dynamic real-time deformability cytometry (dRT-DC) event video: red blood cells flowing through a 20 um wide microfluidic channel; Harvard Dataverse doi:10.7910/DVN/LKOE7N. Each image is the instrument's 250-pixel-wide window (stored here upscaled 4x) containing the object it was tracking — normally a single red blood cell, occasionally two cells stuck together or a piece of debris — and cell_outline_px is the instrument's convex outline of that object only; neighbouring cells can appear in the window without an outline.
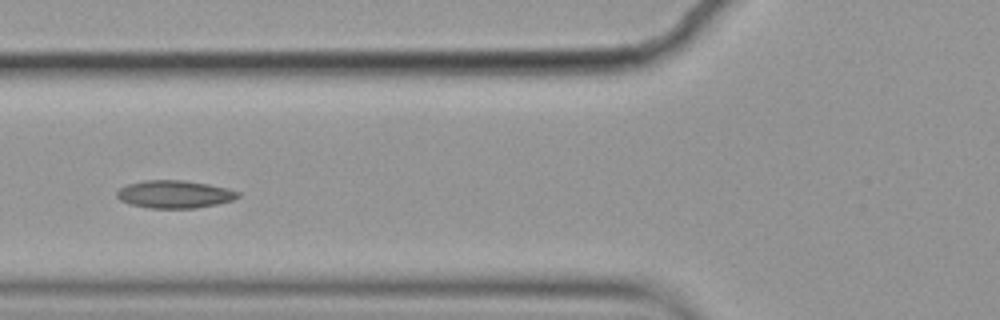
{"species": "common noctule bat (a hibernating species)", "species_latin": "Nyctalus noctula", "temperature_condition": "cold", "stored_images_in_passage": 9, "camera_frame_rate_fps": 3000, "um_per_image_px": 0.085, "animal": {"sex": "female", "body_mass_g": 19.9}, "frame": {"image": 1, "passage_image": 6, "time_ms": 1.667, "image_size_px": [1000, 320], "cell_outline_px": [[240, 196], [232, 200], [216, 204], [196, 208], [148, 208], [128, 204], [120, 200], [116, 196], [116, 192], [120, 188], [128, 184], [144, 180], [184, 180], [208, 184], [228, 188], [240, 192]], "centroid_in_image_um": [14.82, 16.51], "position_along_channel_um": 111.0, "area_um2": 19.65}}
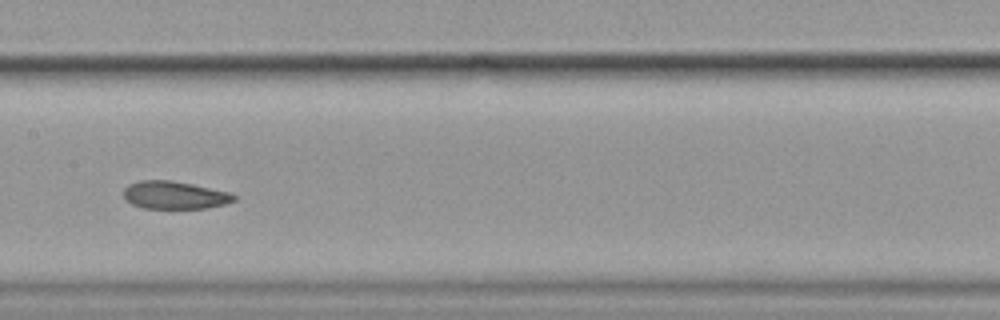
{"frame": {"image": 2, "passage_image": 8, "time_ms": 2.333, "image_size_px": [1000, 320], "cell_outline_px": [[236, 200], [224, 204], [204, 208], [144, 208], [132, 204], [124, 200], [124, 188], [128, 184], [140, 180], [172, 180], [192, 184], [228, 192], [236, 196]], "centroid_in_image_um": [14.79, 16.58], "position_along_channel_um": 192.6, "area_um2": 17.8}}
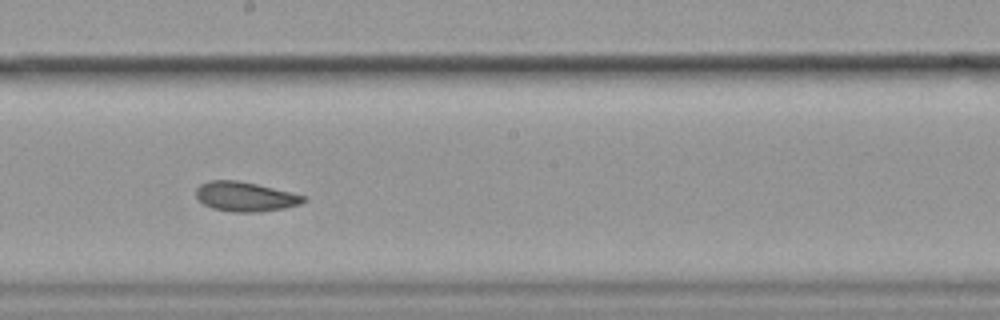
{"frame": {"image": 3, "passage_image": 9, "time_ms": 2.667, "image_size_px": [1000, 320], "cell_outline_px": [[308, 200], [300, 204], [284, 208], [256, 212], [232, 212], [212, 208], [204, 204], [196, 196], [196, 188], [200, 184], [208, 180], [240, 180], [292, 192], [308, 196]], "centroid_in_image_um": [20.87, 16.7], "position_along_channel_um": 227.3, "area_um2": 18.73}}